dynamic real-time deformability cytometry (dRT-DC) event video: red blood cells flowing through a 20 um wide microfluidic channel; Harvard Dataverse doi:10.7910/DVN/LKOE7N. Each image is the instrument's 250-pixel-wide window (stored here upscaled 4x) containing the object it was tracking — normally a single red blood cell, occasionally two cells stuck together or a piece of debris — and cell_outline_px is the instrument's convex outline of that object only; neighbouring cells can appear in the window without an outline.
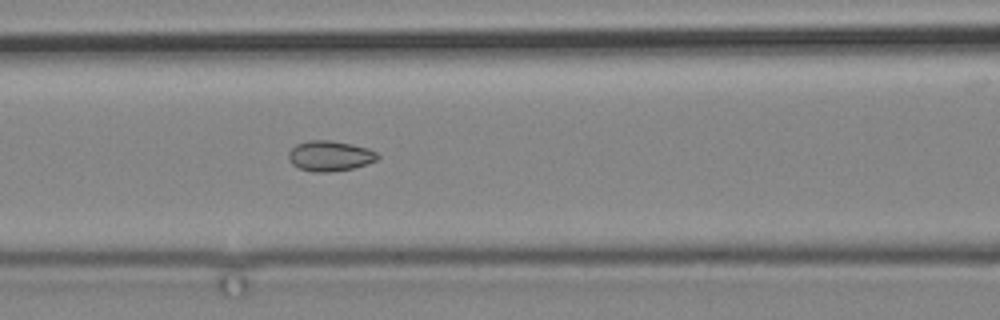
{"species": "common noctule bat (a hibernating species)", "species_latin": "Nyctalus noctula", "temperature_condition": "cold", "stored_images_in_passage": 11, "camera_frame_rate_fps": 3000, "um_per_image_px": 0.085, "animal": {"sex": "male", "body_mass_g": 19.2, "forearm_length_mm": 51.8}, "frame": {"image": 1, "passage_image": 11, "time_ms": 12.667, "image_size_px": [1000, 320], "cell_outline_px": [[380, 156], [376, 160], [352, 168], [328, 172], [312, 172], [300, 168], [292, 164], [288, 160], [288, 152], [296, 144], [308, 140], [328, 140], [352, 144], [368, 148], [376, 152]], "centroid_in_image_um": [28.01, 13.24], "position_along_channel_um": 138.6, "area_um2": 15.66}}